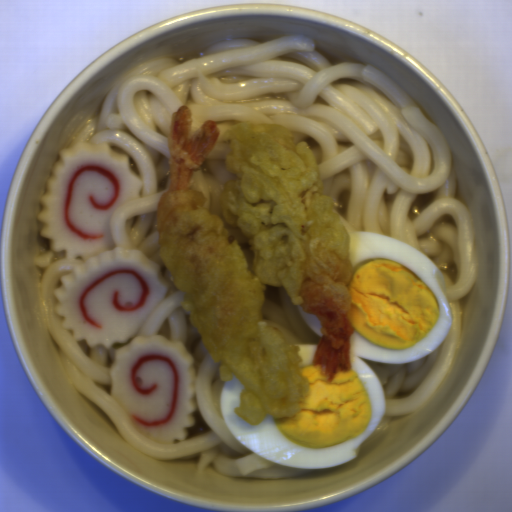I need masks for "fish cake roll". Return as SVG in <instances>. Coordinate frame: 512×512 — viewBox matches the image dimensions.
Here are the masks:
<instances>
[{
    "label": "fish cake roll",
    "mask_w": 512,
    "mask_h": 512,
    "mask_svg": "<svg viewBox=\"0 0 512 512\" xmlns=\"http://www.w3.org/2000/svg\"><path fill=\"white\" fill-rule=\"evenodd\" d=\"M40 196L37 220L50 251L83 257L54 290L58 317L89 349H115L111 395L131 426L154 442L188 438L197 410L195 358L165 336H137L170 285L159 264L139 250L116 246L110 225L116 210L140 198L143 181L128 154L108 142H77L59 149Z\"/></svg>",
    "instance_id": "fish-cake-roll-1"
}]
</instances>
